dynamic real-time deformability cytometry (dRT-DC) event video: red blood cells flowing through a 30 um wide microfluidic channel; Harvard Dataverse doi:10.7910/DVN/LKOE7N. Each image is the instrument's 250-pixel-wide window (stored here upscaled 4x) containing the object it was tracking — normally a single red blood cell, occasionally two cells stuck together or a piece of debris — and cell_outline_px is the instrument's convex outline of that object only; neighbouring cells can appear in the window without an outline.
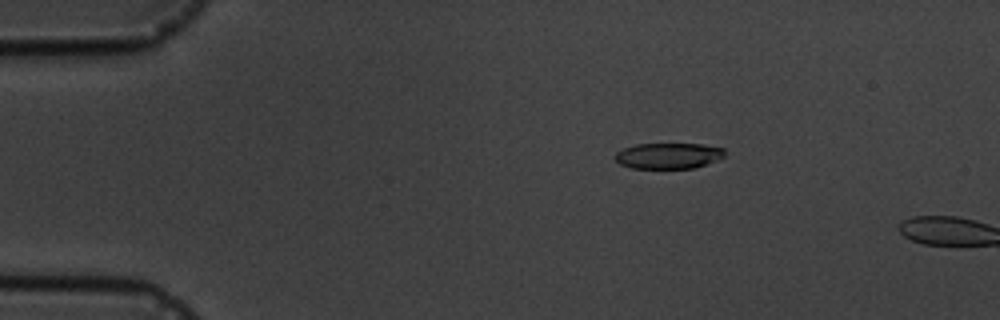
{"species": "common noctule bat (a hibernating species)", "species_latin": "Nyctalus noctula", "temperature_condition": "cold", "stored_images_in_passage": 3, "camera_frame_rate_fps": 3000, "um_per_image_px": 0.085, "animal": {"sex": "male", "body_mass_g": 19.5, "forearm_length_mm": 54.6}, "frame": {"image": 1, "passage_image": 2, "time_ms": 1.333, "image_size_px": [1000, 320], "cell_outline_px": [[724, 156], [716, 160], [696, 168], [632, 168], [620, 164], [616, 160], [616, 152], [624, 148], [636, 144], [704, 144], [724, 148]], "centroid_in_image_um": [56.83, 13.24], "position_along_channel_um": 28.2, "area_um2": 16.42}}